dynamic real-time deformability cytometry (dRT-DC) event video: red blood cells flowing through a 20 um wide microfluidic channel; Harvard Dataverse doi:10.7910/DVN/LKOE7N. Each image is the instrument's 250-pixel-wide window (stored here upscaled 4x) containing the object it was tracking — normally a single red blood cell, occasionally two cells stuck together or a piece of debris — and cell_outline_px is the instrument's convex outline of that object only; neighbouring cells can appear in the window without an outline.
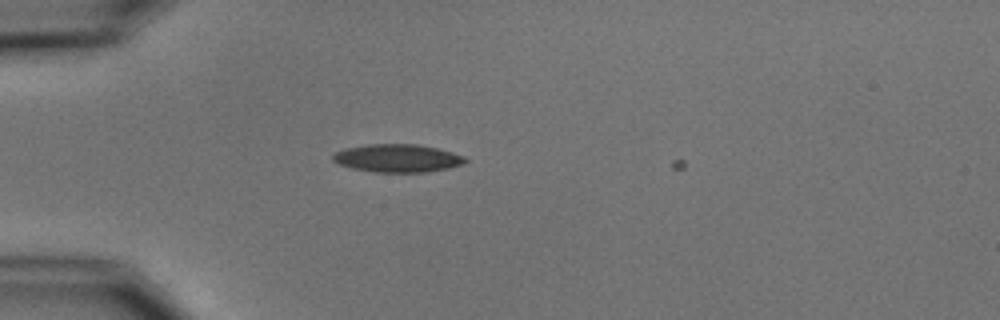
{"species": "common noctule bat (a hibernating species)", "species_latin": "Nyctalus noctula", "temperature_condition": "cold", "stored_images_in_passage": 2, "camera_frame_rate_fps": 3000, "um_per_image_px": 0.085, "animal": {"sex": "male", "body_mass_g": 15.6}, "frame": {"image": 1, "passage_image": 1, "time_ms": 0.0, "image_size_px": [1000, 320], "cell_outline_px": [[468, 160], [464, 164], [448, 168], [428, 172], [376, 172], [352, 168], [340, 164], [332, 160], [332, 156], [336, 152], [344, 148], [368, 144], [416, 144], [436, 148], [452, 152], [464, 156]], "centroid_in_image_um": [33.8, 13.44], "position_along_channel_um": 51.2, "area_um2": 21.56}}